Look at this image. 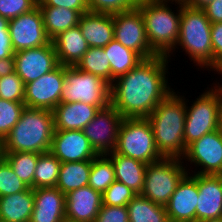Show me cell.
I'll use <instances>...</instances> for the list:
<instances>
[{"mask_svg":"<svg viewBox=\"0 0 222 222\" xmlns=\"http://www.w3.org/2000/svg\"><path fill=\"white\" fill-rule=\"evenodd\" d=\"M167 56L144 59L110 85L111 104L123 118H147L174 89L168 84Z\"/></svg>","mask_w":222,"mask_h":222,"instance_id":"6da1fadb","label":"cell"},{"mask_svg":"<svg viewBox=\"0 0 222 222\" xmlns=\"http://www.w3.org/2000/svg\"><path fill=\"white\" fill-rule=\"evenodd\" d=\"M171 91L147 117L153 133L156 148L163 157L182 158L186 147L184 129L186 102L184 95Z\"/></svg>","mask_w":222,"mask_h":222,"instance_id":"7a4b0ae2","label":"cell"},{"mask_svg":"<svg viewBox=\"0 0 222 222\" xmlns=\"http://www.w3.org/2000/svg\"><path fill=\"white\" fill-rule=\"evenodd\" d=\"M168 3L178 5L177 13ZM137 7L143 15L151 49L157 55L167 56L179 39L182 0H140Z\"/></svg>","mask_w":222,"mask_h":222,"instance_id":"3957f363","label":"cell"},{"mask_svg":"<svg viewBox=\"0 0 222 222\" xmlns=\"http://www.w3.org/2000/svg\"><path fill=\"white\" fill-rule=\"evenodd\" d=\"M54 131L51 110L25 107L17 124L2 141L5 152H49Z\"/></svg>","mask_w":222,"mask_h":222,"instance_id":"277c9868","label":"cell"},{"mask_svg":"<svg viewBox=\"0 0 222 222\" xmlns=\"http://www.w3.org/2000/svg\"><path fill=\"white\" fill-rule=\"evenodd\" d=\"M211 25L203 9L189 7L182 2L179 39L176 47L167 55L168 59L180 46L193 63L201 69L213 71Z\"/></svg>","mask_w":222,"mask_h":222,"instance_id":"5b68a950","label":"cell"},{"mask_svg":"<svg viewBox=\"0 0 222 222\" xmlns=\"http://www.w3.org/2000/svg\"><path fill=\"white\" fill-rule=\"evenodd\" d=\"M207 88L199 95L191 106L186 100V117L184 142L187 148L191 143L199 140L203 135L221 128L222 125V88L219 82Z\"/></svg>","mask_w":222,"mask_h":222,"instance_id":"8992f818","label":"cell"},{"mask_svg":"<svg viewBox=\"0 0 222 222\" xmlns=\"http://www.w3.org/2000/svg\"><path fill=\"white\" fill-rule=\"evenodd\" d=\"M184 164L182 158L176 157H163L147 164L144 186L140 195L165 207L178 183L190 171Z\"/></svg>","mask_w":222,"mask_h":222,"instance_id":"52a82bcc","label":"cell"},{"mask_svg":"<svg viewBox=\"0 0 222 222\" xmlns=\"http://www.w3.org/2000/svg\"><path fill=\"white\" fill-rule=\"evenodd\" d=\"M114 151L145 164L163 158L156 148L153 129L147 118H124Z\"/></svg>","mask_w":222,"mask_h":222,"instance_id":"ba28073f","label":"cell"},{"mask_svg":"<svg viewBox=\"0 0 222 222\" xmlns=\"http://www.w3.org/2000/svg\"><path fill=\"white\" fill-rule=\"evenodd\" d=\"M110 93V84L101 77L84 72L76 66H65L60 103L83 102L105 108L111 103Z\"/></svg>","mask_w":222,"mask_h":222,"instance_id":"9c48e42d","label":"cell"},{"mask_svg":"<svg viewBox=\"0 0 222 222\" xmlns=\"http://www.w3.org/2000/svg\"><path fill=\"white\" fill-rule=\"evenodd\" d=\"M114 39L123 46L137 52L143 59L157 54L147 39L145 22L138 7L113 14Z\"/></svg>","mask_w":222,"mask_h":222,"instance_id":"30bf717a","label":"cell"},{"mask_svg":"<svg viewBox=\"0 0 222 222\" xmlns=\"http://www.w3.org/2000/svg\"><path fill=\"white\" fill-rule=\"evenodd\" d=\"M123 119L110 103L99 109L96 116L84 127L83 132L98 155L114 152Z\"/></svg>","mask_w":222,"mask_h":222,"instance_id":"8fae6325","label":"cell"},{"mask_svg":"<svg viewBox=\"0 0 222 222\" xmlns=\"http://www.w3.org/2000/svg\"><path fill=\"white\" fill-rule=\"evenodd\" d=\"M58 65L55 47L50 41L44 46L14 53L11 68L26 85L51 72Z\"/></svg>","mask_w":222,"mask_h":222,"instance_id":"7c38bea8","label":"cell"},{"mask_svg":"<svg viewBox=\"0 0 222 222\" xmlns=\"http://www.w3.org/2000/svg\"><path fill=\"white\" fill-rule=\"evenodd\" d=\"M199 170L193 174H222V129L203 135L199 140L191 143L182 157Z\"/></svg>","mask_w":222,"mask_h":222,"instance_id":"4fadbf2b","label":"cell"},{"mask_svg":"<svg viewBox=\"0 0 222 222\" xmlns=\"http://www.w3.org/2000/svg\"><path fill=\"white\" fill-rule=\"evenodd\" d=\"M9 35L14 53L48 44L42 12L37 6L32 11L9 20Z\"/></svg>","mask_w":222,"mask_h":222,"instance_id":"5bb4252c","label":"cell"},{"mask_svg":"<svg viewBox=\"0 0 222 222\" xmlns=\"http://www.w3.org/2000/svg\"><path fill=\"white\" fill-rule=\"evenodd\" d=\"M65 81V66L59 64L51 72L25 85L24 104L28 108L53 110L60 103Z\"/></svg>","mask_w":222,"mask_h":222,"instance_id":"9a60e30c","label":"cell"},{"mask_svg":"<svg viewBox=\"0 0 222 222\" xmlns=\"http://www.w3.org/2000/svg\"><path fill=\"white\" fill-rule=\"evenodd\" d=\"M50 152L61 163L92 161L98 155L83 130L54 131Z\"/></svg>","mask_w":222,"mask_h":222,"instance_id":"2e32d148","label":"cell"},{"mask_svg":"<svg viewBox=\"0 0 222 222\" xmlns=\"http://www.w3.org/2000/svg\"><path fill=\"white\" fill-rule=\"evenodd\" d=\"M199 198L197 174L187 173L165 206L169 222H196V206Z\"/></svg>","mask_w":222,"mask_h":222,"instance_id":"e0dca14e","label":"cell"},{"mask_svg":"<svg viewBox=\"0 0 222 222\" xmlns=\"http://www.w3.org/2000/svg\"><path fill=\"white\" fill-rule=\"evenodd\" d=\"M197 187L196 222L222 218V177L197 174Z\"/></svg>","mask_w":222,"mask_h":222,"instance_id":"ac0fdd59","label":"cell"},{"mask_svg":"<svg viewBox=\"0 0 222 222\" xmlns=\"http://www.w3.org/2000/svg\"><path fill=\"white\" fill-rule=\"evenodd\" d=\"M65 217L77 222H94L102 206V194L90 186L65 194Z\"/></svg>","mask_w":222,"mask_h":222,"instance_id":"d6986e66","label":"cell"},{"mask_svg":"<svg viewBox=\"0 0 222 222\" xmlns=\"http://www.w3.org/2000/svg\"><path fill=\"white\" fill-rule=\"evenodd\" d=\"M34 208L30 222H60L65 218V194L56 187L33 189Z\"/></svg>","mask_w":222,"mask_h":222,"instance_id":"ffe728a7","label":"cell"},{"mask_svg":"<svg viewBox=\"0 0 222 222\" xmlns=\"http://www.w3.org/2000/svg\"><path fill=\"white\" fill-rule=\"evenodd\" d=\"M101 109L83 102L59 103L53 110L54 128L59 130H83Z\"/></svg>","mask_w":222,"mask_h":222,"instance_id":"44dd1931","label":"cell"},{"mask_svg":"<svg viewBox=\"0 0 222 222\" xmlns=\"http://www.w3.org/2000/svg\"><path fill=\"white\" fill-rule=\"evenodd\" d=\"M78 26L89 47H105L114 39L113 14L88 11L81 15Z\"/></svg>","mask_w":222,"mask_h":222,"instance_id":"7402d4cb","label":"cell"},{"mask_svg":"<svg viewBox=\"0 0 222 222\" xmlns=\"http://www.w3.org/2000/svg\"><path fill=\"white\" fill-rule=\"evenodd\" d=\"M52 42L58 63L64 66H76L89 48L79 26L60 33Z\"/></svg>","mask_w":222,"mask_h":222,"instance_id":"603a6c76","label":"cell"},{"mask_svg":"<svg viewBox=\"0 0 222 222\" xmlns=\"http://www.w3.org/2000/svg\"><path fill=\"white\" fill-rule=\"evenodd\" d=\"M114 165L116 181L125 184L137 194L142 192L147 164L117 154L115 151L106 154Z\"/></svg>","mask_w":222,"mask_h":222,"instance_id":"cb8c5ba5","label":"cell"},{"mask_svg":"<svg viewBox=\"0 0 222 222\" xmlns=\"http://www.w3.org/2000/svg\"><path fill=\"white\" fill-rule=\"evenodd\" d=\"M34 208L33 188L0 197V220L30 222Z\"/></svg>","mask_w":222,"mask_h":222,"instance_id":"d4e9b609","label":"cell"},{"mask_svg":"<svg viewBox=\"0 0 222 222\" xmlns=\"http://www.w3.org/2000/svg\"><path fill=\"white\" fill-rule=\"evenodd\" d=\"M39 8L43 15L45 32L51 41L60 33L79 24L81 14L77 10L53 6Z\"/></svg>","mask_w":222,"mask_h":222,"instance_id":"484cf974","label":"cell"},{"mask_svg":"<svg viewBox=\"0 0 222 222\" xmlns=\"http://www.w3.org/2000/svg\"><path fill=\"white\" fill-rule=\"evenodd\" d=\"M103 48L111 66V84L144 60L137 52L123 46L115 39Z\"/></svg>","mask_w":222,"mask_h":222,"instance_id":"4316f807","label":"cell"},{"mask_svg":"<svg viewBox=\"0 0 222 222\" xmlns=\"http://www.w3.org/2000/svg\"><path fill=\"white\" fill-rule=\"evenodd\" d=\"M92 161L61 163L56 185L63 194L88 186Z\"/></svg>","mask_w":222,"mask_h":222,"instance_id":"83f0119b","label":"cell"},{"mask_svg":"<svg viewBox=\"0 0 222 222\" xmlns=\"http://www.w3.org/2000/svg\"><path fill=\"white\" fill-rule=\"evenodd\" d=\"M129 222H169L166 208L137 194L127 205Z\"/></svg>","mask_w":222,"mask_h":222,"instance_id":"f1b7e54d","label":"cell"},{"mask_svg":"<svg viewBox=\"0 0 222 222\" xmlns=\"http://www.w3.org/2000/svg\"><path fill=\"white\" fill-rule=\"evenodd\" d=\"M76 67L101 77L111 85V66L103 47H89Z\"/></svg>","mask_w":222,"mask_h":222,"instance_id":"f546056e","label":"cell"},{"mask_svg":"<svg viewBox=\"0 0 222 222\" xmlns=\"http://www.w3.org/2000/svg\"><path fill=\"white\" fill-rule=\"evenodd\" d=\"M116 181L112 160L106 155H97L92 160L88 186L101 194Z\"/></svg>","mask_w":222,"mask_h":222,"instance_id":"4dcf8cb0","label":"cell"},{"mask_svg":"<svg viewBox=\"0 0 222 222\" xmlns=\"http://www.w3.org/2000/svg\"><path fill=\"white\" fill-rule=\"evenodd\" d=\"M39 153L6 152L5 160L12 167L17 177L34 189V174Z\"/></svg>","mask_w":222,"mask_h":222,"instance_id":"1f68e13d","label":"cell"},{"mask_svg":"<svg viewBox=\"0 0 222 222\" xmlns=\"http://www.w3.org/2000/svg\"><path fill=\"white\" fill-rule=\"evenodd\" d=\"M61 162L49 151L39 154L34 174V189L56 187Z\"/></svg>","mask_w":222,"mask_h":222,"instance_id":"d6a6232c","label":"cell"},{"mask_svg":"<svg viewBox=\"0 0 222 222\" xmlns=\"http://www.w3.org/2000/svg\"><path fill=\"white\" fill-rule=\"evenodd\" d=\"M25 84L11 67L0 68V99L24 102Z\"/></svg>","mask_w":222,"mask_h":222,"instance_id":"836d02e7","label":"cell"},{"mask_svg":"<svg viewBox=\"0 0 222 222\" xmlns=\"http://www.w3.org/2000/svg\"><path fill=\"white\" fill-rule=\"evenodd\" d=\"M26 105L24 102H15L0 99V140L3 141L11 129L19 121Z\"/></svg>","mask_w":222,"mask_h":222,"instance_id":"e575fe53","label":"cell"},{"mask_svg":"<svg viewBox=\"0 0 222 222\" xmlns=\"http://www.w3.org/2000/svg\"><path fill=\"white\" fill-rule=\"evenodd\" d=\"M137 195L131 188L118 181H114L103 193L102 204L108 206H127Z\"/></svg>","mask_w":222,"mask_h":222,"instance_id":"d590c367","label":"cell"},{"mask_svg":"<svg viewBox=\"0 0 222 222\" xmlns=\"http://www.w3.org/2000/svg\"><path fill=\"white\" fill-rule=\"evenodd\" d=\"M29 188L17 177L6 160L0 164V197L25 191Z\"/></svg>","mask_w":222,"mask_h":222,"instance_id":"8d00e7d4","label":"cell"},{"mask_svg":"<svg viewBox=\"0 0 222 222\" xmlns=\"http://www.w3.org/2000/svg\"><path fill=\"white\" fill-rule=\"evenodd\" d=\"M90 12L115 14L134 9L139 0H86Z\"/></svg>","mask_w":222,"mask_h":222,"instance_id":"74e56055","label":"cell"},{"mask_svg":"<svg viewBox=\"0 0 222 222\" xmlns=\"http://www.w3.org/2000/svg\"><path fill=\"white\" fill-rule=\"evenodd\" d=\"M38 6V0H0V16L8 20L32 11Z\"/></svg>","mask_w":222,"mask_h":222,"instance_id":"f35d334b","label":"cell"},{"mask_svg":"<svg viewBox=\"0 0 222 222\" xmlns=\"http://www.w3.org/2000/svg\"><path fill=\"white\" fill-rule=\"evenodd\" d=\"M94 222H129L127 206L103 205Z\"/></svg>","mask_w":222,"mask_h":222,"instance_id":"ab89813d","label":"cell"},{"mask_svg":"<svg viewBox=\"0 0 222 222\" xmlns=\"http://www.w3.org/2000/svg\"><path fill=\"white\" fill-rule=\"evenodd\" d=\"M213 48V70L218 74L222 71V22L211 25Z\"/></svg>","mask_w":222,"mask_h":222,"instance_id":"60d3db41","label":"cell"},{"mask_svg":"<svg viewBox=\"0 0 222 222\" xmlns=\"http://www.w3.org/2000/svg\"><path fill=\"white\" fill-rule=\"evenodd\" d=\"M38 6L68 8L77 10L81 15L89 11L86 0H38Z\"/></svg>","mask_w":222,"mask_h":222,"instance_id":"b9f144b4","label":"cell"},{"mask_svg":"<svg viewBox=\"0 0 222 222\" xmlns=\"http://www.w3.org/2000/svg\"><path fill=\"white\" fill-rule=\"evenodd\" d=\"M14 50L9 34H0V67H11Z\"/></svg>","mask_w":222,"mask_h":222,"instance_id":"7bdbcfd3","label":"cell"},{"mask_svg":"<svg viewBox=\"0 0 222 222\" xmlns=\"http://www.w3.org/2000/svg\"><path fill=\"white\" fill-rule=\"evenodd\" d=\"M203 10L212 24L222 22V0H213Z\"/></svg>","mask_w":222,"mask_h":222,"instance_id":"ee69618b","label":"cell"},{"mask_svg":"<svg viewBox=\"0 0 222 222\" xmlns=\"http://www.w3.org/2000/svg\"><path fill=\"white\" fill-rule=\"evenodd\" d=\"M213 0H182V2L193 8L203 9L206 5L211 3Z\"/></svg>","mask_w":222,"mask_h":222,"instance_id":"f6af8a7d","label":"cell"},{"mask_svg":"<svg viewBox=\"0 0 222 222\" xmlns=\"http://www.w3.org/2000/svg\"><path fill=\"white\" fill-rule=\"evenodd\" d=\"M9 20L0 16V34H9Z\"/></svg>","mask_w":222,"mask_h":222,"instance_id":"bcb514c9","label":"cell"},{"mask_svg":"<svg viewBox=\"0 0 222 222\" xmlns=\"http://www.w3.org/2000/svg\"><path fill=\"white\" fill-rule=\"evenodd\" d=\"M5 147L3 146V142L0 140V164L5 160Z\"/></svg>","mask_w":222,"mask_h":222,"instance_id":"7dc6e473","label":"cell"},{"mask_svg":"<svg viewBox=\"0 0 222 222\" xmlns=\"http://www.w3.org/2000/svg\"><path fill=\"white\" fill-rule=\"evenodd\" d=\"M200 222H222V218H215V219L204 220Z\"/></svg>","mask_w":222,"mask_h":222,"instance_id":"c3c4849f","label":"cell"},{"mask_svg":"<svg viewBox=\"0 0 222 222\" xmlns=\"http://www.w3.org/2000/svg\"><path fill=\"white\" fill-rule=\"evenodd\" d=\"M60 222H77V221H74L65 217Z\"/></svg>","mask_w":222,"mask_h":222,"instance_id":"681fc988","label":"cell"}]
</instances>
